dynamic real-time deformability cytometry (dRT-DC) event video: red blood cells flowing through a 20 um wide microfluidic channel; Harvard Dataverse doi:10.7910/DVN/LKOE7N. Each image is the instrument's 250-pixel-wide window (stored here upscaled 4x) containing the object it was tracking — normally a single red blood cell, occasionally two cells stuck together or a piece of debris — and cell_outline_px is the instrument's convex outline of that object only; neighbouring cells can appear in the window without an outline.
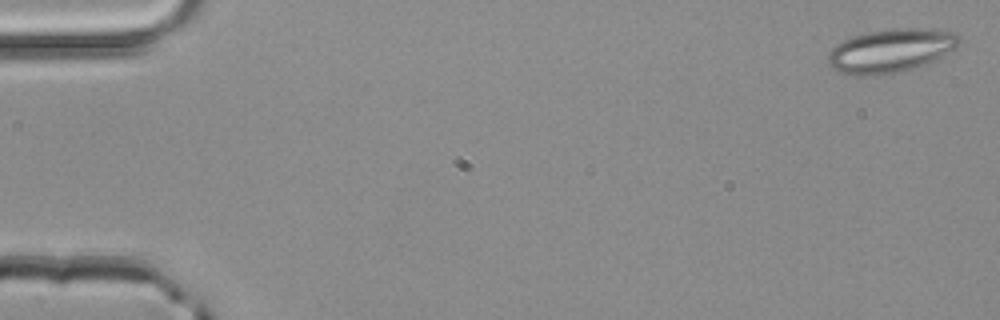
{"species": "common noctule bat (a hibernating species)", "species_latin": "Nyctalus noctula", "temperature_condition": "room temperature", "stored_images_in_passage": 3, "camera_frame_rate_fps": 3000, "um_per_image_px": 0.085, "animal": {"sex": "male", "body_mass_g": 20.4}, "frame": {"image": 1, "passage_image": 1, "time_ms": 0.0, "image_size_px": [1000, 320], "cell_outline_px": [[964, 40], [956, 48], [924, 64], [900, 72], [872, 76], [856, 76], [840, 72], [832, 68], [828, 64], [828, 52], [836, 44], [844, 40], [868, 32], [900, 28], [920, 28], [956, 32]], "centroid_in_image_um": [75.72, 4.31], "position_along_channel_um": 9.3, "area_um2": 33.23}}